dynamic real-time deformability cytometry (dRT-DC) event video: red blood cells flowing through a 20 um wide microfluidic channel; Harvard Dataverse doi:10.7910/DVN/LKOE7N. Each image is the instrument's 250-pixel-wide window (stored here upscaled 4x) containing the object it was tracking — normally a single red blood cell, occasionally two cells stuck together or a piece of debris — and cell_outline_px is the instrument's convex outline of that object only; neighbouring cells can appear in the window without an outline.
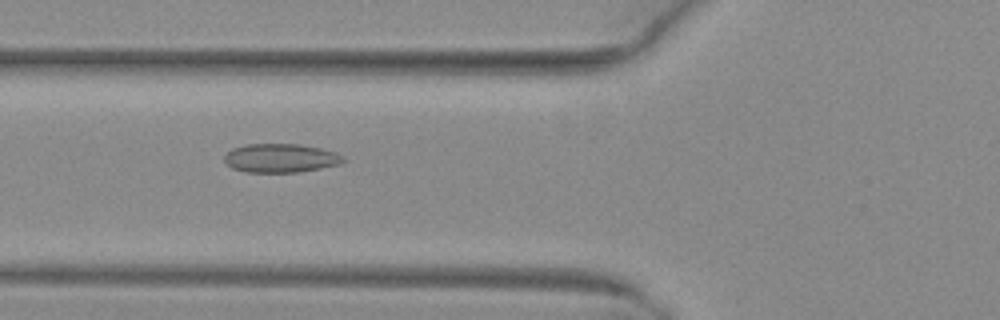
{"species": "common noctule bat (a hibernating species)", "species_latin": "Nyctalus noctula", "temperature_condition": "warm", "stored_images_in_passage": 47, "camera_frame_rate_fps": 3000, "um_per_image_px": 0.085, "animal": {"sex": "female", "body_mass_g": 29.2, "forearm_length_mm": 56.3}, "frame": {"image": 1, "passage_image": 16, "time_ms": 5.0, "image_size_px": [1000, 320], "cell_outline_px": [[344, 160], [340, 164], [300, 172], [244, 172], [232, 168], [224, 160], [224, 156], [232, 148], [248, 144], [300, 144], [320, 148], [336, 152], [344, 156]], "centroid_in_image_um": [23.86, 13.44], "position_along_channel_um": 101.9, "area_um2": 19.94}}
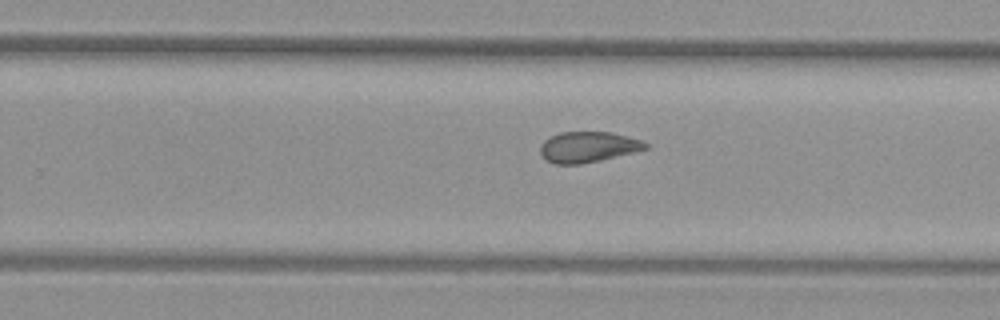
{"frame": {"image": 2, "passage_image": 29, "time_ms": 9.333, "image_size_px": [1000, 320], "cell_outline_px": [[648, 148], [600, 160], [580, 164], [556, 164], [544, 160], [540, 152], [540, 144], [544, 140], [560, 132], [612, 132], [640, 140], [648, 144]], "centroid_in_image_um": [49.93, 12.49], "position_along_channel_um": 279.9, "area_um2": 18.67}}
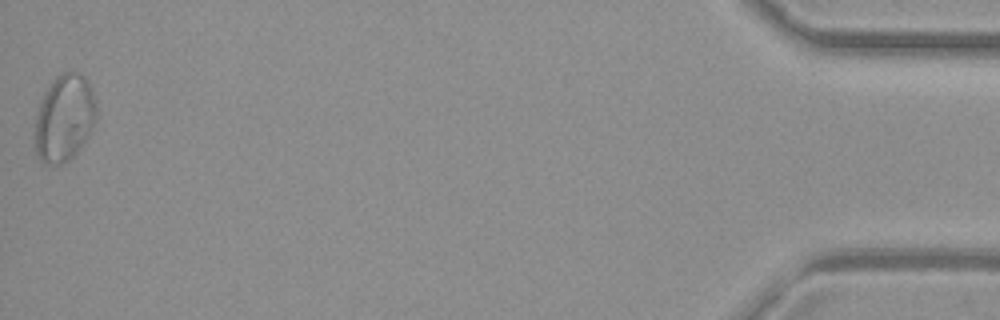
{"frame": {"image": 3, "passage_image": 47, "time_ms": 15.333, "image_size_px": [1000, 320], "cell_outline_px": [[96, 120], [88, 136], [80, 148], [68, 160], [60, 164], [44, 164], [36, 156], [36, 116], [40, 100], [44, 92], [52, 80], [60, 72], [80, 72], [88, 80], [96, 100]], "centroid_in_image_um": [5.48, 10.0], "position_along_channel_um": 429.7, "area_um2": 31.27}, "authors_computed_cell_mechanics": {"area_um2": 21.7328, "velocity_mm_per_s": 4.1035, "shape_relaxation_time_tau1_ms": null, "shape_relaxation_time_tau2_ms": 1.1434, "deformation_change_tau1": null, "deformation_change_tau2": 0.0506}}